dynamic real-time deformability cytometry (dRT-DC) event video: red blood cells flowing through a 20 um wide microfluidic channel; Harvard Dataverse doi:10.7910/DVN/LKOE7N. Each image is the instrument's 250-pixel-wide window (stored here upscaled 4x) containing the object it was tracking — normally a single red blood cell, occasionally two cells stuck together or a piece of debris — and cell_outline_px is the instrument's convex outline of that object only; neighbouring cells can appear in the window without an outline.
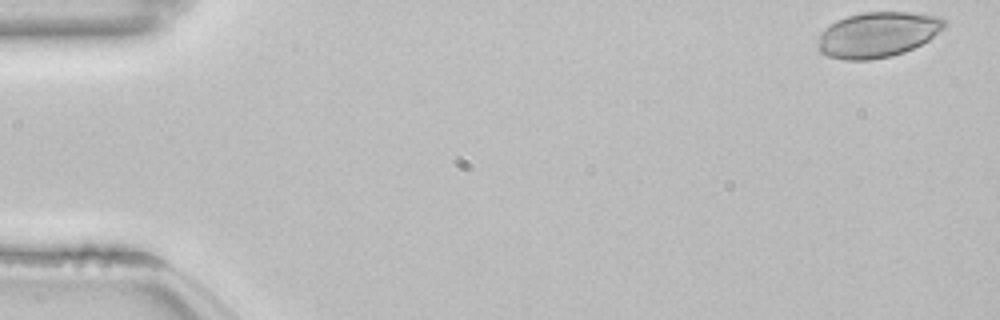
{"species": "common noctule bat (a hibernating species)", "species_latin": "Nyctalus noctula", "temperature_condition": "room temperature", "stored_images_in_passage": 52, "camera_frame_rate_fps": 3000, "um_per_image_px": 0.085, "animal": {"sex": "female", "body_mass_g": 22.7, "forearm_length_mm": 54.2}, "frame": {"image": 1, "passage_image": 1, "time_ms": 0.0, "image_size_px": [1000, 320], "cell_outline_px": [[948, 24], [944, 28], [928, 40], [904, 52], [892, 56], [868, 60], [844, 60], [828, 56], [820, 52], [816, 48], [816, 44], [820, 32], [824, 28], [836, 20], [848, 16], [864, 12], [908, 12], [940, 16]], "centroid_in_image_um": [74.56, 2.94], "position_along_channel_um": 10.4, "area_um2": 33.64}}
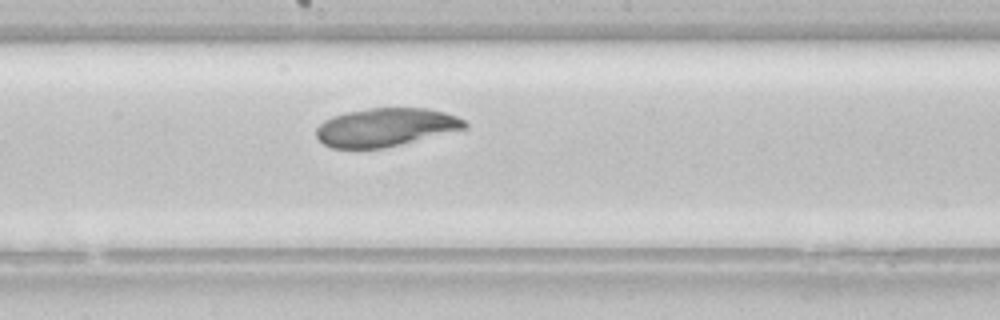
{"frame": {"image": 2, "passage_image": 28, "time_ms": 9.0, "image_size_px": [1000, 320], "cell_outline_px": [[468, 128], [384, 148], [332, 148], [324, 144], [316, 136], [316, 128], [324, 120], [332, 116], [348, 112], [368, 108], [428, 108], [444, 112], [456, 116], [464, 120], [468, 124]], "centroid_in_image_um": [32.78, 10.81], "position_along_channel_um": 215.4, "area_um2": 33.06}}
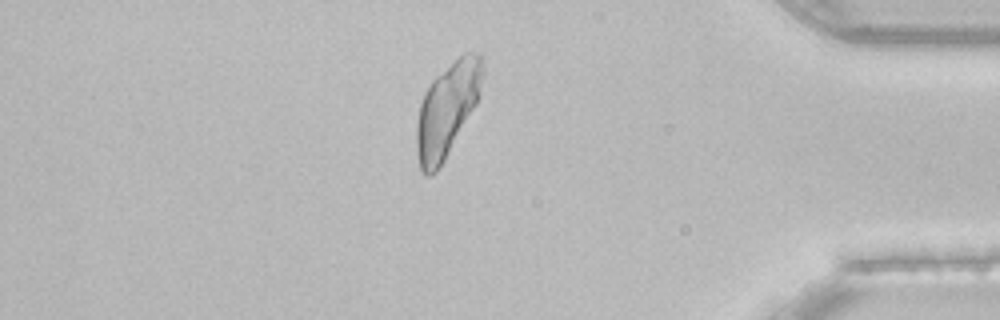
{"frame": {"image": 3, "passage_image": 45, "time_ms": 14.667, "image_size_px": [1000, 320], "cell_outline_px": [[484, 68], [480, 92], [476, 104], [444, 160], [436, 172], [428, 176], [424, 176], [420, 168], [416, 152], [416, 124], [420, 104], [424, 92], [432, 80], [436, 76], [464, 52], [476, 52], [480, 56]], "centroid_in_image_um": [37.98, 9.32], "position_along_channel_um": 397.2, "area_um2": 35.84}}